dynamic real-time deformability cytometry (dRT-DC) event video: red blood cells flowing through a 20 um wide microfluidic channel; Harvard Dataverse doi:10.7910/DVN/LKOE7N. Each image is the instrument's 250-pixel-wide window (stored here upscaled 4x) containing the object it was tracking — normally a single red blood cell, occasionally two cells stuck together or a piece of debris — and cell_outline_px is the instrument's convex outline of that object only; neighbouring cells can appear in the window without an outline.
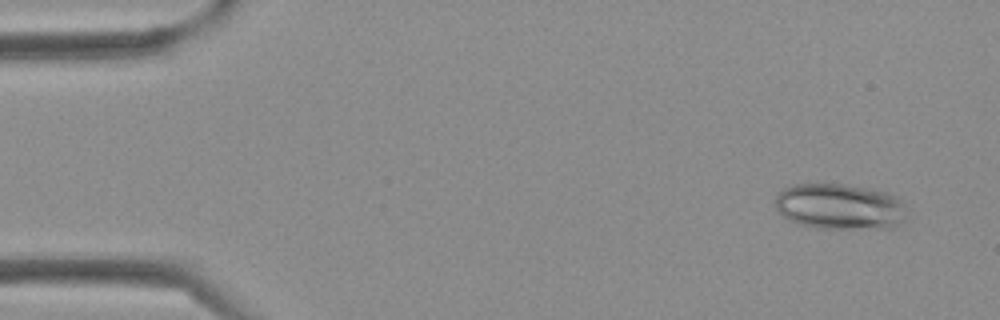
{"species": "Egyptian fruit bat (a non-hibernating species)", "species_latin": "Rousettus aegyptiacus", "temperature_condition": "cold", "stored_images_in_passage": 39, "camera_frame_rate_fps": 3000, "um_per_image_px": 0.085, "frame": {"image": 1, "passage_image": 3, "time_ms": 0.667, "image_size_px": [1000, 320], "cell_outline_px": [[904, 220], [892, 228], [816, 228], [800, 224], [788, 220], [776, 208], [776, 192], [784, 188], [796, 184], [840, 184], [868, 188], [888, 192], [900, 196], [904, 204]], "centroid_in_image_um": [71.39, 17.55], "position_along_channel_um": 13.6, "area_um2": 35.26}}
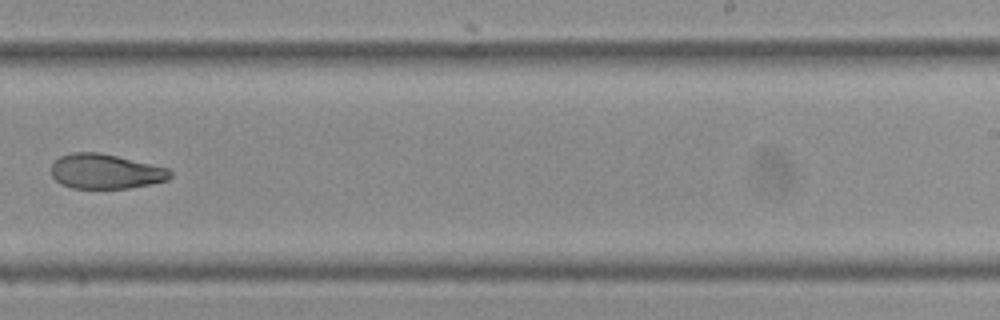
{"frame": {"image": 2, "passage_image": 25, "time_ms": 8.0, "image_size_px": [1000, 320], "cell_outline_px": [[172, 176], [168, 180], [128, 188], [72, 188], [60, 184], [52, 176], [52, 164], [60, 156], [72, 152], [96, 152], [116, 156], [168, 168], [172, 172]], "centroid_in_image_um": [8.96, 14.57], "position_along_channel_um": 280.0, "area_um2": 23.93}}
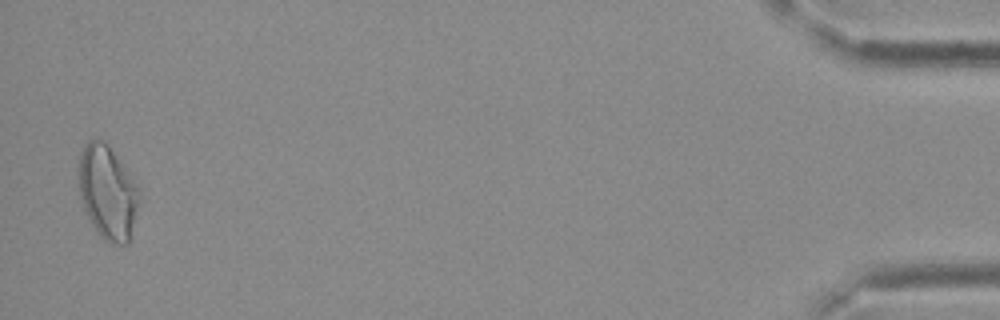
{"frame": {"image": 3, "passage_image": 39, "time_ms": 12.667, "image_size_px": [1000, 320], "cell_outline_px": [[140, 204], [128, 244], [108, 244], [92, 228], [84, 208], [80, 196], [80, 152], [84, 144], [92, 136], [104, 140], [108, 144], [140, 188]], "centroid_in_image_um": [9.17, 16.36], "position_along_channel_um": 426.0, "area_um2": 33.58}}